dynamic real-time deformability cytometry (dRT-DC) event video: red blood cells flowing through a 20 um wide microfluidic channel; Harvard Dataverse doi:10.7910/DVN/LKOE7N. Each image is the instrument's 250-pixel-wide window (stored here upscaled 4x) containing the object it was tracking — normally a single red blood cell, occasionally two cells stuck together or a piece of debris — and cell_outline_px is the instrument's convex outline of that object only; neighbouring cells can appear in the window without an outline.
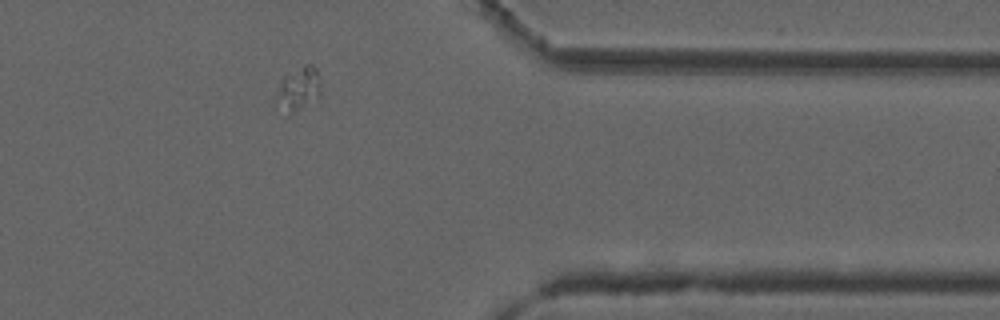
{"species": "common noctule bat (a hibernating species)", "species_latin": "Nyctalus noctula", "temperature_condition": "cold", "stored_images_in_passage": 41, "camera_frame_rate_fps": 3000, "um_per_image_px": 0.085, "animal": {"sex": "male", "forearm_length_mm": 52.5}, "frame": {"image": 1, "passage_image": 30, "time_ms": 9.667, "image_size_px": [1000, 320], "cell_outline_px": [[320, 96], [288, 116], [272, 100], [280, 84], [284, 80], [304, 64], [312, 64], [316, 68], [320, 84]], "centroid_in_image_um": [25.34, 7.62], "position_along_channel_um": 386.1, "area_um2": 11.1}}
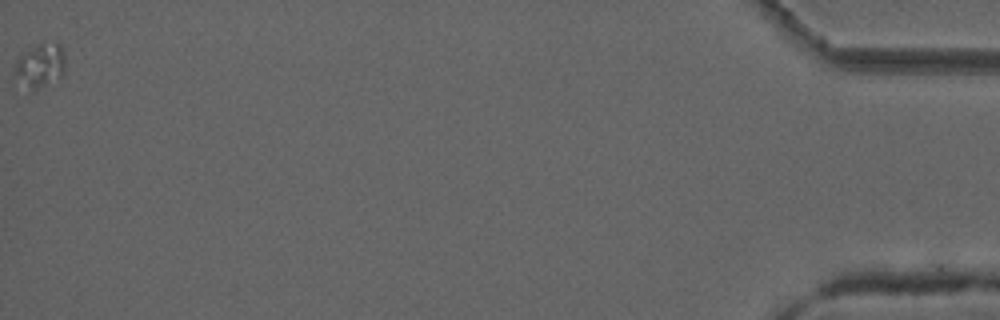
{"frame": {"image": 2, "passage_image": 41, "time_ms": 13.333, "image_size_px": [1000, 320], "cell_outline_px": [[64, 72], [60, 80], [32, 92], [12, 76], [12, 72], [16, 60], [20, 56], [40, 40], [56, 40], [64, 48]], "centroid_in_image_um": [3.42, 5.54], "position_along_channel_um": 431.8, "area_um2": 14.05}}